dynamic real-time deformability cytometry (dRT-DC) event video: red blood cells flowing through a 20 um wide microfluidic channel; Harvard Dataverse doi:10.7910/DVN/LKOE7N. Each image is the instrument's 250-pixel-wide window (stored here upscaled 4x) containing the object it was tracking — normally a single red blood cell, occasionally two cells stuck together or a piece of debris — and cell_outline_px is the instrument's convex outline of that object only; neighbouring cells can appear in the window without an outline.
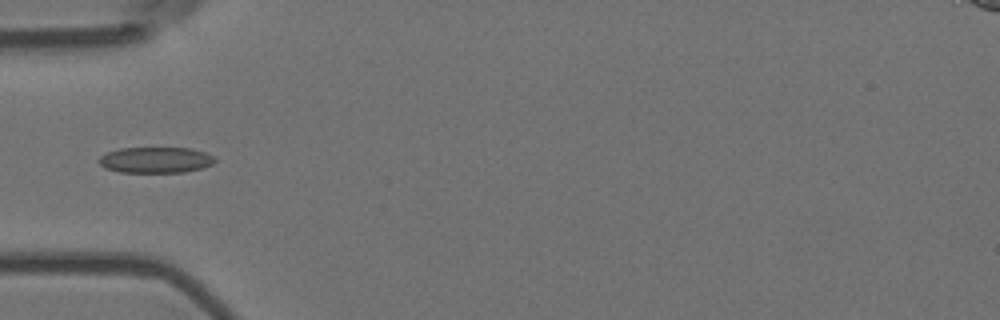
{"species": "Egyptian fruit bat (a non-hibernating species)", "species_latin": "Rousettus aegyptiacus", "temperature_condition": "room temperature", "stored_images_in_passage": 5, "camera_frame_rate_fps": 3000, "um_per_image_px": 0.085, "animal": {"sex": "female"}, "frame": {"image": 1, "passage_image": 5, "time_ms": 1.333, "image_size_px": [1000, 320], "cell_outline_px": [[216, 160], [212, 164], [204, 168], [184, 172], [120, 172], [104, 168], [96, 160], [100, 156], [108, 152], [120, 148], [192, 148], [204, 152], [212, 156]], "centroid_in_image_um": [13.21, 13.6], "position_along_channel_um": 71.8, "area_um2": 17.57}}